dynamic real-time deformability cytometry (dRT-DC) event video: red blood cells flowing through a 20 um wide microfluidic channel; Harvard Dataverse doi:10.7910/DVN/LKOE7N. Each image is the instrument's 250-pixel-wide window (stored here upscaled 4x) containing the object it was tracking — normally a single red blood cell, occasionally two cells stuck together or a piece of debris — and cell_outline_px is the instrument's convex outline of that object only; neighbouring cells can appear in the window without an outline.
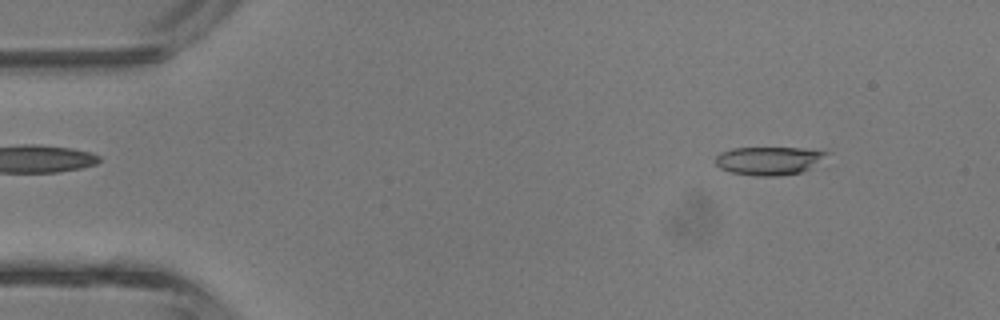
{"species": "common noctule bat (a hibernating species)", "species_latin": "Nyctalus noctula", "temperature_condition": "room temperature", "stored_images_in_passage": 40, "camera_frame_rate_fps": 3000, "um_per_image_px": 0.085, "animal": {"sex": "male", "body_mass_g": 13.3}, "frame": {"image": 1, "passage_image": 4, "time_ms": 1.0, "image_size_px": [1000, 320], "cell_outline_px": [[832, 152], [808, 168], [800, 172], [776, 176], [756, 176], [732, 172], [720, 168], [716, 164], [716, 156], [720, 152], [732, 148], [804, 148]], "centroid_in_image_um": [65.33, 13.65], "position_along_channel_um": 19.7, "area_um2": 18.09}}
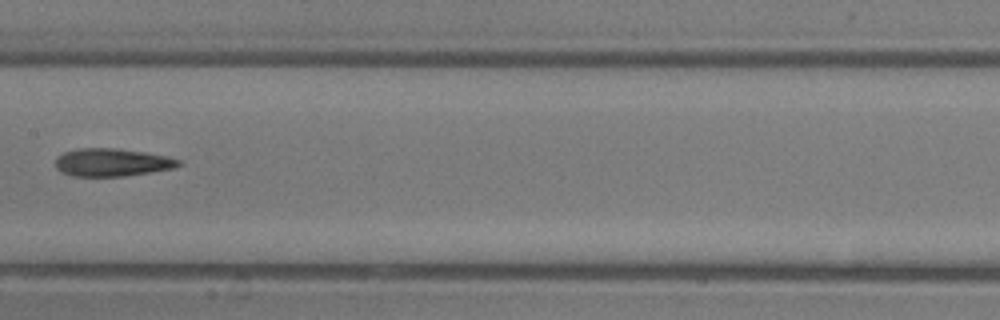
{"frame": {"image": 2, "passage_image": 20, "time_ms": 6.333, "image_size_px": [1000, 320], "cell_outline_px": [[184, 164], [172, 168], [124, 176], [72, 176], [60, 172], [56, 168], [56, 156], [64, 152], [76, 148], [112, 148], [144, 152], [168, 156], [180, 160]], "centroid_in_image_um": [9.49, 13.8], "position_along_channel_um": 197.9, "area_um2": 20.0}}
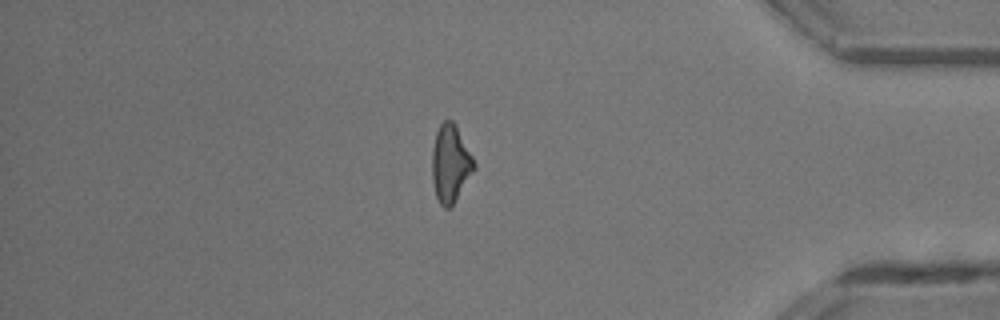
{"frame": {"image": 3, "passage_image": 34, "time_ms": 11.0, "image_size_px": [1000, 320], "cell_outline_px": [[476, 168], [452, 208], [444, 208], [440, 204], [436, 196], [432, 180], [432, 148], [436, 132], [440, 124], [444, 120], [452, 120], [456, 124], [476, 164]], "centroid_in_image_um": [38.29, 13.93], "position_along_channel_um": 396.9, "area_um2": 19.25}}